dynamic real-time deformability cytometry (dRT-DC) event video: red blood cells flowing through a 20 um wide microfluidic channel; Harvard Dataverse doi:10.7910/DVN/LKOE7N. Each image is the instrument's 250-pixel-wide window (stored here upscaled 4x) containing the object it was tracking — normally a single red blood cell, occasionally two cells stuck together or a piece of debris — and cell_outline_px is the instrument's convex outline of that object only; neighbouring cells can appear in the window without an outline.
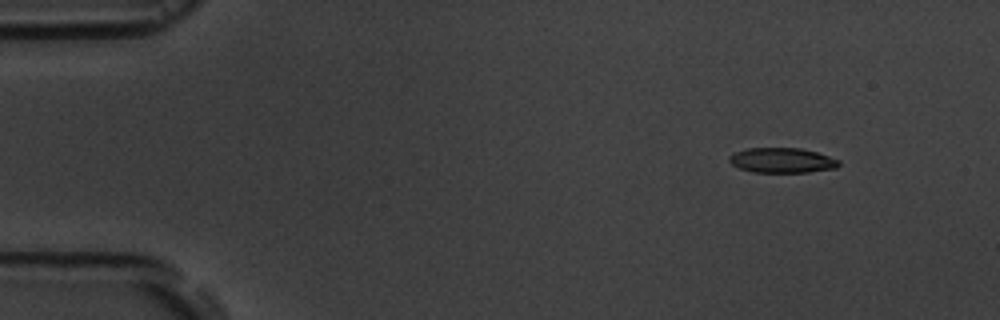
{"species": "common noctule bat (a hibernating species)", "species_latin": "Nyctalus noctula", "temperature_condition": "room temperature", "stored_images_in_passage": 5, "camera_frame_rate_fps": 3000, "um_per_image_px": 0.085, "animal": {"sex": "male", "body_mass_g": 19.5, "forearm_length_mm": 54.6}, "frame": {"image": 1, "passage_image": 2, "time_ms": 1.333, "image_size_px": [1000, 320], "cell_outline_px": [[840, 164], [836, 168], [808, 172], [752, 172], [740, 168], [732, 164], [728, 160], [728, 156], [736, 152], [748, 148], [800, 148], [816, 152], [840, 160]], "centroid_in_image_um": [66.47, 13.63], "position_along_channel_um": 18.5, "area_um2": 15.9}}
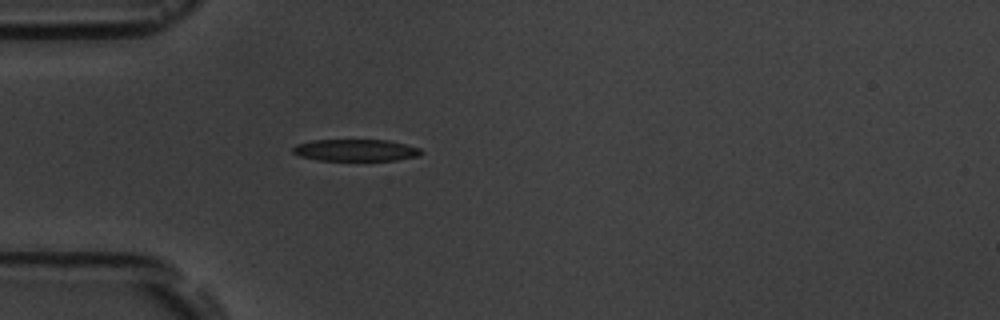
{"frame": {"image": 2, "passage_image": 5, "time_ms": 4.667, "image_size_px": [1000, 320], "cell_outline_px": [[424, 152], [420, 156], [396, 160], [316, 160], [300, 156], [292, 152], [292, 148], [296, 144], [312, 140], [388, 140], [420, 148]], "centroid_in_image_um": [30.23, 12.76], "position_along_channel_um": 54.8, "area_um2": 16.36}}